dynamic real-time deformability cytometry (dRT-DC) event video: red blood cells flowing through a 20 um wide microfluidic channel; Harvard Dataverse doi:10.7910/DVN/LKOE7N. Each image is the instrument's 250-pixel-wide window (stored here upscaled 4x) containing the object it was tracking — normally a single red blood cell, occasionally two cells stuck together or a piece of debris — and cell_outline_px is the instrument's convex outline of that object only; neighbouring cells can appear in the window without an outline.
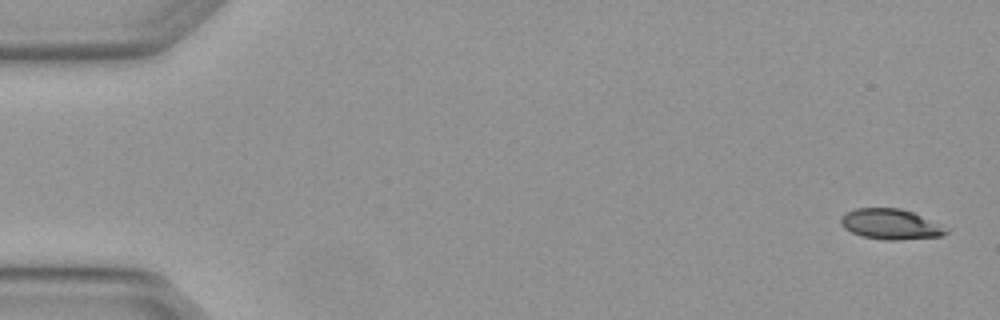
{"species": "Egyptian fruit bat (a non-hibernating species)", "species_latin": "Rousettus aegyptiacus", "temperature_condition": "warm", "stored_images_in_passage": 6, "camera_frame_rate_fps": 3000, "um_per_image_px": 0.085, "animal": {"sex": "female"}, "frame": {"image": 1, "passage_image": 1, "time_ms": 0.0, "image_size_px": [1000, 320], "cell_outline_px": [[948, 232], [940, 236], [896, 240], [888, 240], [864, 236], [852, 232], [844, 228], [840, 224], [840, 216], [844, 212], [856, 208], [900, 208], [912, 212], [920, 216]], "centroid_in_image_um": [75.55, 19.04], "position_along_channel_um": 9.4, "area_um2": 18.03}}
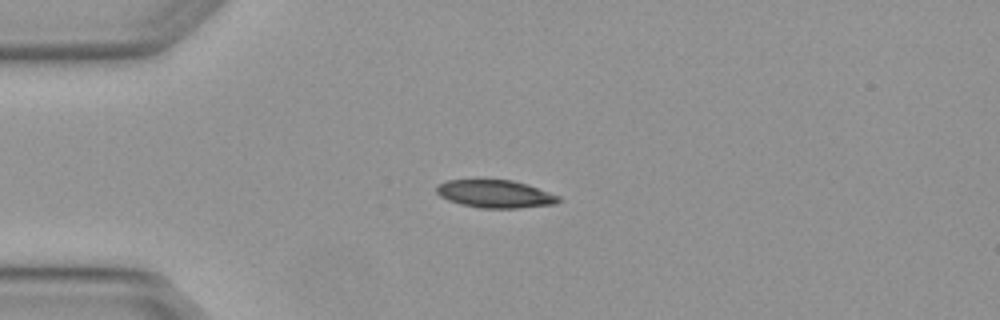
{"frame": {"image": 2, "passage_image": 4, "time_ms": 1.0, "image_size_px": [1000, 320], "cell_outline_px": [[564, 200], [556, 204], [516, 208], [480, 208], [460, 204], [448, 200], [440, 196], [436, 192], [436, 184], [444, 180], [476, 176], [480, 176], [512, 180], [528, 184], [560, 196]], "centroid_in_image_um": [42.03, 16.42], "position_along_channel_um": 43.0, "area_um2": 21.04}}
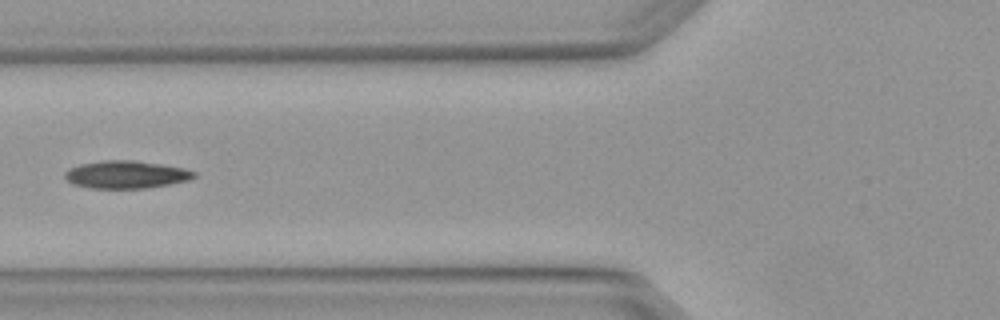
{"frame": {"image": 3, "passage_image": 6, "time_ms": 1.667, "image_size_px": [1000, 320], "cell_outline_px": [[196, 176], [188, 180], [168, 184], [144, 188], [88, 188], [72, 184], [64, 176], [64, 172], [68, 168], [80, 164], [100, 160], [132, 160], [160, 164], [184, 168], [196, 172]], "centroid_in_image_um": [10.67, 14.83], "position_along_channel_um": 115.1, "area_um2": 20.81}}